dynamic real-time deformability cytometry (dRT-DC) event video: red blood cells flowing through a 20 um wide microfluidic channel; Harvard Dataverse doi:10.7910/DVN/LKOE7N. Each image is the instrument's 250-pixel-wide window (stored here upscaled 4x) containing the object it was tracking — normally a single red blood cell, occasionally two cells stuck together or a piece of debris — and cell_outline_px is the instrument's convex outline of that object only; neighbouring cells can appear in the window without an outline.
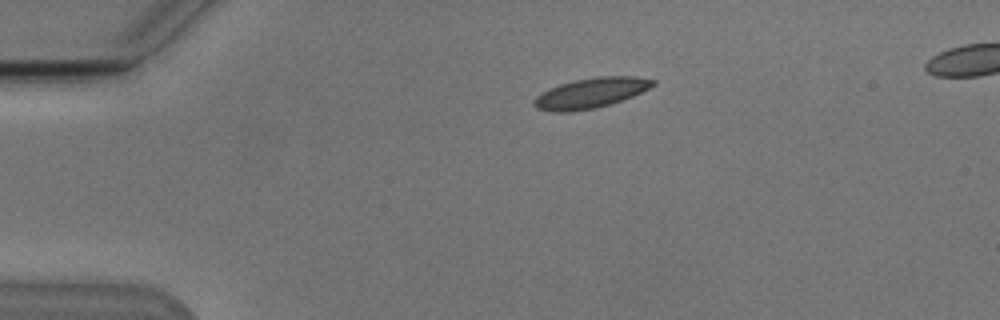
{"species": "Egyptian fruit bat (a non-hibernating species)", "species_latin": "Rousettus aegyptiacus", "temperature_condition": "cold", "stored_images_in_passage": 7, "camera_frame_rate_fps": 3000, "um_per_image_px": 0.085, "animal": {"sex": "male"}, "frame": {"image": 1, "passage_image": 2, "time_ms": 1.0, "image_size_px": [1000, 320], "cell_outline_px": [[656, 84], [632, 96], [596, 108], [572, 112], [556, 112], [536, 108], [532, 100], [536, 96], [548, 88], [572, 80], [596, 76], [632, 76], [656, 80]], "centroid_in_image_um": [50.17, 7.9], "position_along_channel_um": 34.8, "area_um2": 20.87}}
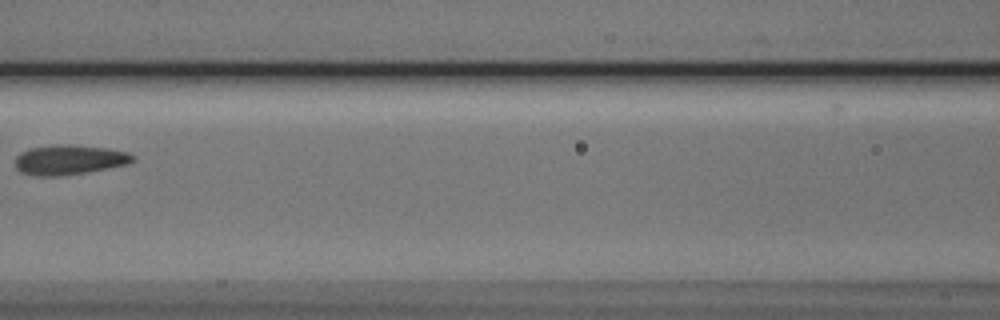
{"frame": {"image": 2, "passage_image": 6, "time_ms": 5.667, "image_size_px": [1000, 320], "cell_outline_px": [[136, 160], [128, 164], [88, 172], [60, 176], [36, 176], [20, 172], [16, 168], [16, 156], [20, 152], [28, 148], [68, 144], [72, 144], [108, 148], [128, 152], [136, 156]], "centroid_in_image_um": [5.92, 13.58], "position_along_channel_um": 160.7, "area_um2": 20.63}}
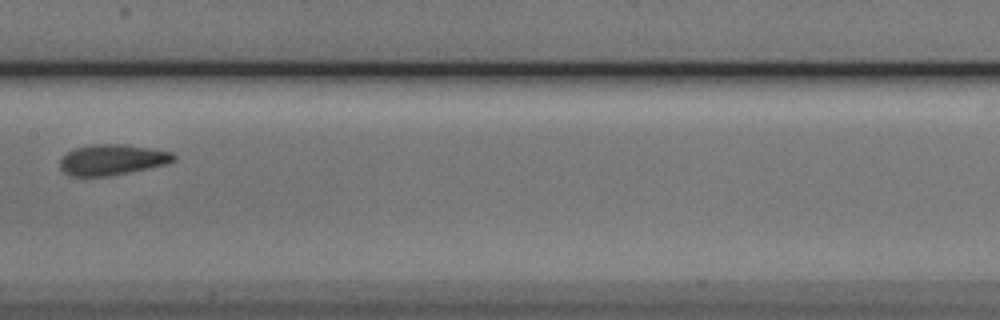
{"frame": {"image": 3, "passage_image": 7, "time_ms": 6.667, "image_size_px": [1000, 320], "cell_outline_px": [[176, 160], [164, 164], [108, 176], [68, 176], [60, 168], [60, 160], [68, 152], [76, 148], [92, 144], [124, 144], [172, 152], [176, 156]], "centroid_in_image_um": [9.5, 13.57], "position_along_channel_um": 197.9, "area_um2": 20.0}}